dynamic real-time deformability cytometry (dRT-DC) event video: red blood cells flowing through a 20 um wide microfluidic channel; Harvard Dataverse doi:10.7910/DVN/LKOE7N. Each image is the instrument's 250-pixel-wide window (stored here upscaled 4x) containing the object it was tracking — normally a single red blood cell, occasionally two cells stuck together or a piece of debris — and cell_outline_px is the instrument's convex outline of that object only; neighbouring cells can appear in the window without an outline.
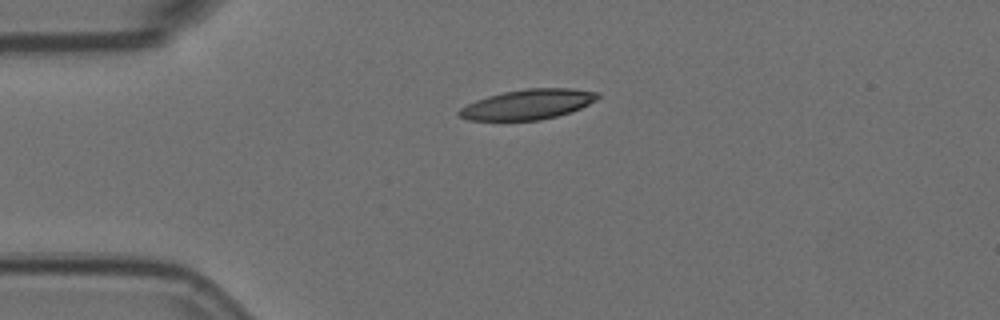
{"species": "Egyptian fruit bat (a non-hibernating species)", "species_latin": "Rousettus aegyptiacus", "temperature_condition": "room temperature", "stored_images_in_passage": 3, "camera_frame_rate_fps": 3000, "um_per_image_px": 0.085, "animal": {"sex": "female"}, "frame": {"image": 1, "passage_image": 3, "time_ms": 0.667, "image_size_px": [1000, 320], "cell_outline_px": [[600, 96], [596, 100], [580, 108], [556, 116], [540, 120], [468, 120], [460, 116], [456, 112], [460, 108], [476, 100], [488, 96], [504, 92], [524, 88], [572, 88], [600, 92]], "centroid_in_image_um": [44.88, 8.86], "position_along_channel_um": 40.1, "area_um2": 24.16}}